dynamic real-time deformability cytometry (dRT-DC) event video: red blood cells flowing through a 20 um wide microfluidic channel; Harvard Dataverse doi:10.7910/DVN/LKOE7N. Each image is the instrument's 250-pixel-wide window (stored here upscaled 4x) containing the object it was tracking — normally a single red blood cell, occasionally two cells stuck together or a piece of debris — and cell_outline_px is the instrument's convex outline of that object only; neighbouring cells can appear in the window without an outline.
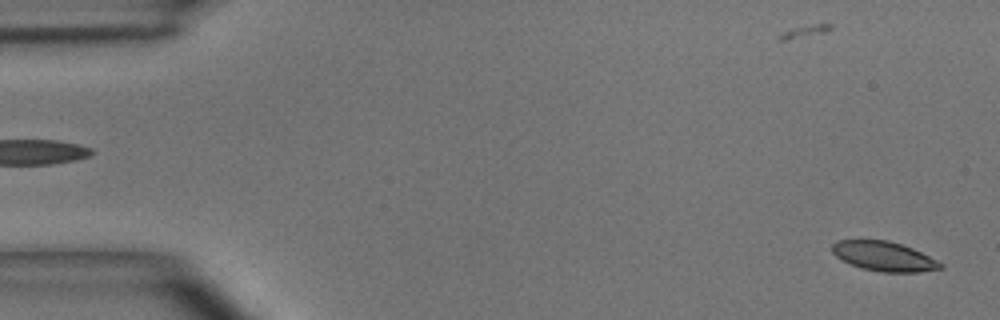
{"species": "common noctule bat (a hibernating species)", "species_latin": "Nyctalus noctula", "temperature_condition": "room temperature", "stored_images_in_passage": 18, "camera_frame_rate_fps": 3000, "um_per_image_px": 0.085, "animal": {"sex": "male", "body_mass_g": 15.6}, "frame": {"image": 1, "passage_image": 1, "time_ms": 0.0, "image_size_px": [1000, 320], "cell_outline_px": [[944, 268], [920, 272], [880, 272], [860, 268], [836, 256], [832, 252], [832, 244], [836, 240], [888, 240], [912, 248], [944, 264]], "centroid_in_image_um": [75.14, 21.79], "position_along_channel_um": 9.9, "area_um2": 18.55}}
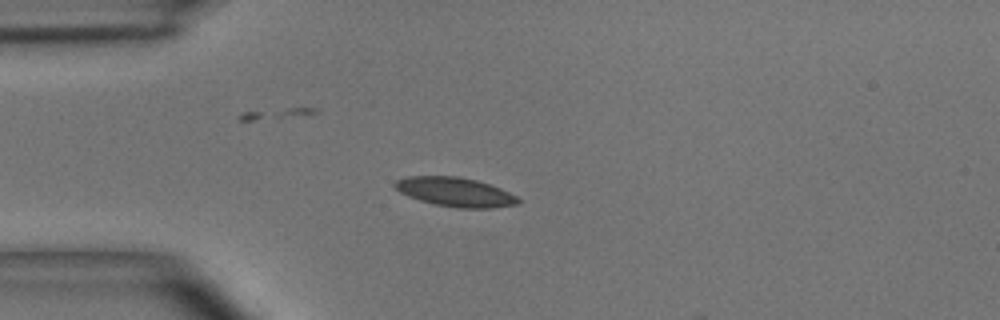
{"frame": {"image": 2, "passage_image": 12, "time_ms": 3.667, "image_size_px": [1000, 320], "cell_outline_px": [[520, 200], [516, 204], [492, 208], [460, 208], [436, 204], [420, 200], [408, 196], [400, 192], [392, 184], [396, 180], [408, 176], [460, 176], [476, 180], [500, 188], [516, 196]], "centroid_in_image_um": [38.67, 16.31], "position_along_channel_um": 46.3, "area_um2": 20.75}}
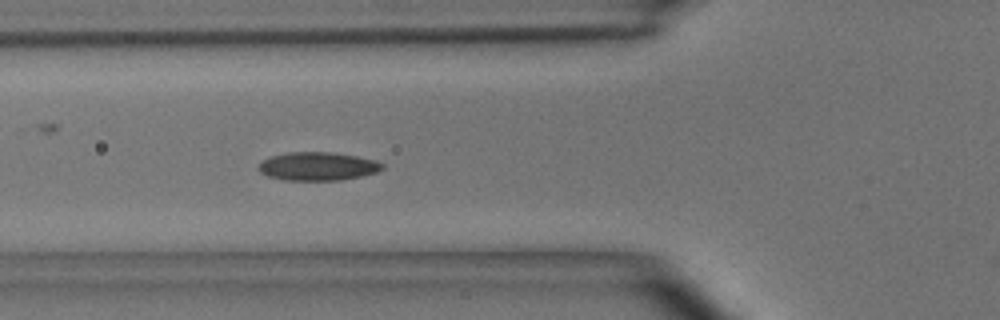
{"frame": {"image": 3, "passage_image": 17, "time_ms": 5.333, "image_size_px": [1000, 320], "cell_outline_px": [[384, 168], [376, 172], [360, 176], [340, 180], [284, 180], [268, 176], [260, 172], [256, 168], [264, 160], [272, 156], [288, 152], [332, 152], [356, 156], [376, 160], [384, 164]], "centroid_in_image_um": [27.01, 14.13], "position_along_channel_um": 98.8, "area_um2": 20.4}}